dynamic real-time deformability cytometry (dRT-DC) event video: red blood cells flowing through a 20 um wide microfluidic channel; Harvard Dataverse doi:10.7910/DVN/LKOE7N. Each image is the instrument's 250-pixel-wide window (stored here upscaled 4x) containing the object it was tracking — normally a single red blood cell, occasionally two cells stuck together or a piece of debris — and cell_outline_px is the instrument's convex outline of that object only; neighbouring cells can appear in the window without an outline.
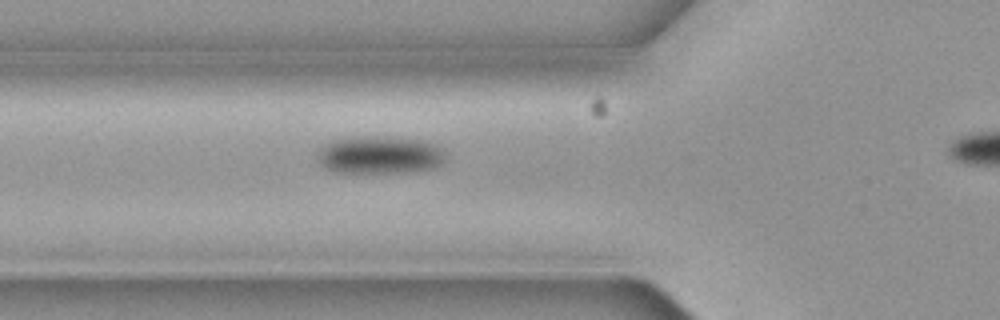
{"species": "common noctule bat (a hibernating species)", "species_latin": "Nyctalus noctula", "temperature_condition": "cold", "stored_images_in_passage": 4, "segment_of_instrument_passage": [1, 2], "camera_frame_rate_fps": 3000, "um_per_image_px": 0.085, "animal": {"sex": "female", "body_mass_g": 19.3, "forearm_length_mm": 54.1}, "frame": {"image": 1, "passage_image": 3, "time_ms": 0.667, "image_size_px": [1000, 320], "cell_outline_px": [[444, 160], [440, 164], [432, 168], [416, 172], [336, 172], [320, 164], [316, 160], [316, 152], [320, 148], [332, 140], [348, 136], [360, 136], [420, 140], [436, 144], [440, 148], [444, 156]], "centroid_in_image_um": [32.21, 13.17], "position_along_channel_um": 93.6, "area_um2": 28.03}}